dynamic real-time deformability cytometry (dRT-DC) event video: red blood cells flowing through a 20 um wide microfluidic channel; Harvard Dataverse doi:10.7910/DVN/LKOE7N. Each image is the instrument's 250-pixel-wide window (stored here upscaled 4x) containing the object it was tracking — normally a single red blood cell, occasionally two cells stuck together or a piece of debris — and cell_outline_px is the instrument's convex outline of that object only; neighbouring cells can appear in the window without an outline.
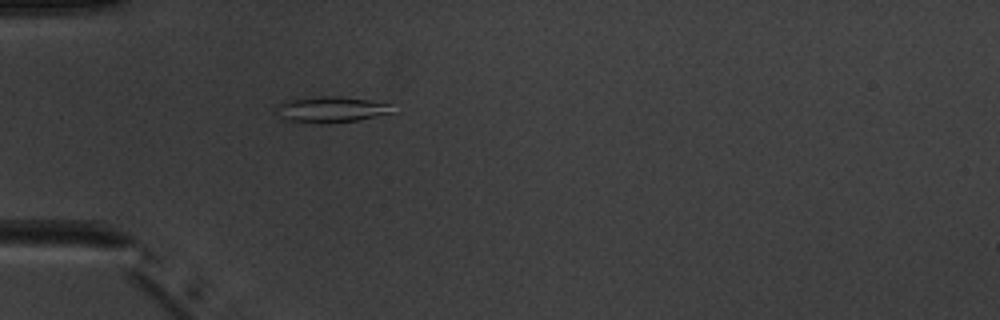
{"species": "common noctule bat (a hibernating species)", "species_latin": "Nyctalus noctula", "temperature_condition": "warm", "stored_images_in_passage": 4, "camera_frame_rate_fps": 3000, "um_per_image_px": 0.085, "animal": {"sex": "male", "body_mass_g": 20.1, "forearm_length_mm": 53.5}, "frame": {"image": 1, "passage_image": 4, "time_ms": 5.0, "image_size_px": [1000, 320], "cell_outline_px": [[392, 112], [376, 116], [356, 120], [328, 124], [320, 124], [284, 120], [280, 116], [276, 108], [276, 104], [288, 100], [324, 96], [336, 96], [368, 100], [388, 104]], "centroid_in_image_um": [28.05, 9.32], "position_along_channel_um": 56.9, "area_um2": 17.28}}